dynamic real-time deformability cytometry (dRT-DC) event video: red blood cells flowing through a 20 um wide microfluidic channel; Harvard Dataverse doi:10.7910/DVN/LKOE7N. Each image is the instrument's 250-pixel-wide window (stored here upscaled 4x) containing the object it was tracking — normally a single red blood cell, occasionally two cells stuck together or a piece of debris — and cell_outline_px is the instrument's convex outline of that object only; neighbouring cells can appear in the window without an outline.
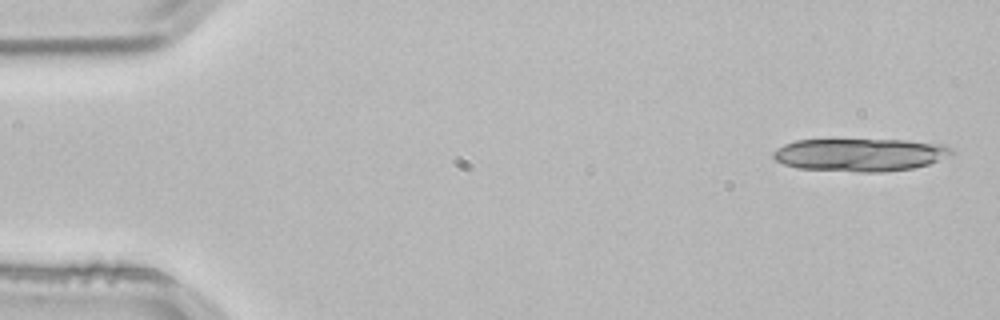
{"species": "common noctule bat (a hibernating species)", "species_latin": "Nyctalus noctula", "temperature_condition": "room temperature", "stored_images_in_passage": 17, "camera_frame_rate_fps": 3000, "um_per_image_px": 0.085, "animal": {"sex": "male", "body_mass_g": 21.5, "forearm_length_mm": 52.0}, "frame": {"image": 1, "passage_image": 2, "time_ms": 0.333, "image_size_px": [1000, 320], "cell_outline_px": [[952, 152], [928, 164], [912, 168], [884, 172], [856, 172], [796, 168], [784, 164], [776, 160], [772, 156], [772, 152], [776, 148], [784, 144], [796, 140], [904, 140], [944, 144], [952, 148]], "centroid_in_image_um": [73.04, 13.16], "position_along_channel_um": 12.0, "area_um2": 33.99}}